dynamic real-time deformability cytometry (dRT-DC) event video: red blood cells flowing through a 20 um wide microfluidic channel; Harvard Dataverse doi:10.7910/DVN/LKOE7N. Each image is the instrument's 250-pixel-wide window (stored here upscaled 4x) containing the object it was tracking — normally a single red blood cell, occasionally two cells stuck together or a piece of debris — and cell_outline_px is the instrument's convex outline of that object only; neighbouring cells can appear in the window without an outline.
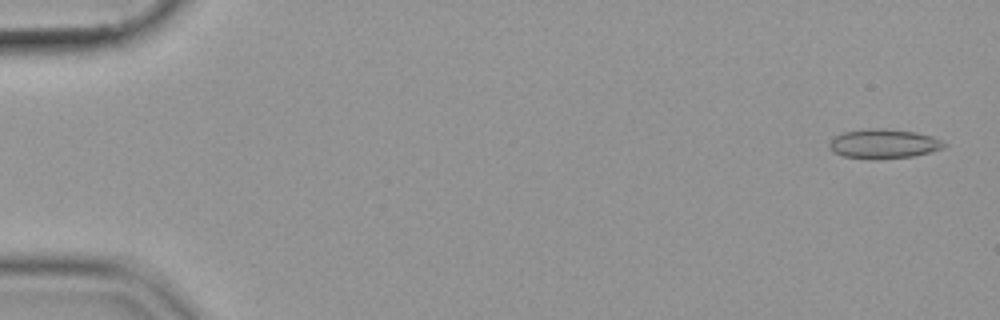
{"species": "common noctule bat (a hibernating species)", "species_latin": "Nyctalus noctula", "temperature_condition": "cold", "stored_images_in_passage": 53, "camera_frame_rate_fps": 3000, "um_per_image_px": 0.085, "animal": {"sex": "female", "body_mass_g": 19.9}, "frame": {"image": 1, "passage_image": 1, "time_ms": 0.0, "image_size_px": [1000, 320], "cell_outline_px": [[948, 144], [944, 148], [912, 156], [880, 160], [872, 160], [844, 156], [832, 152], [828, 144], [836, 136], [844, 132], [868, 128], [884, 128], [916, 132], [932, 136]], "centroid_in_image_um": [75.11, 12.23], "position_along_channel_um": 9.9, "area_um2": 19.83}}
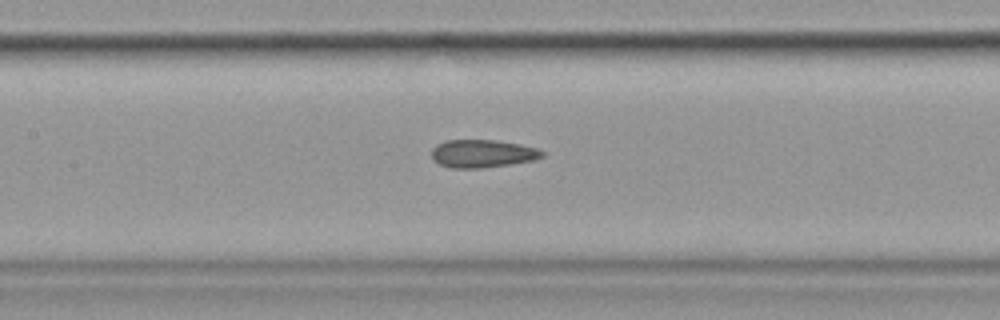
{"frame": {"image": 2, "passage_image": 25, "time_ms": 8.0, "image_size_px": [1000, 320], "cell_outline_px": [[544, 156], [536, 160], [480, 168], [452, 168], [440, 164], [432, 160], [432, 148], [436, 144], [448, 140], [496, 140], [520, 144], [536, 148], [544, 152]], "centroid_in_image_um": [41.0, 13.05], "position_along_channel_um": 166.4, "area_um2": 17.98}}
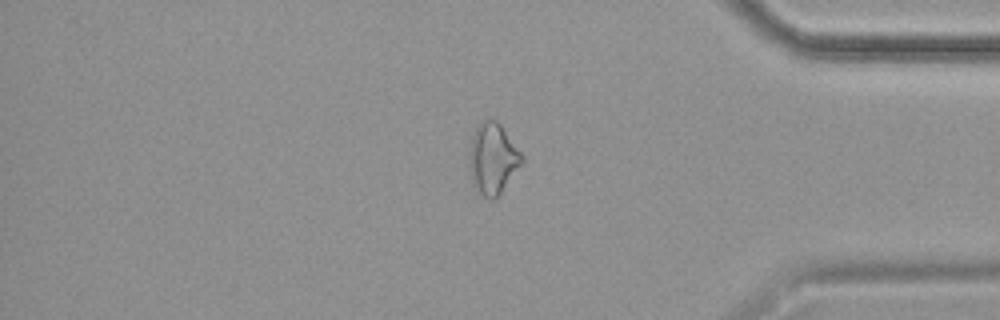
{"frame": {"image": 3, "passage_image": 45, "time_ms": 14.667, "image_size_px": [1000, 320], "cell_outline_px": [[524, 160], [500, 192], [492, 200], [488, 200], [472, 184], [468, 160], [468, 156], [472, 136], [480, 120], [488, 116], [496, 120], [500, 124], [524, 156]], "centroid_in_image_um": [41.85, 13.42], "position_along_channel_um": 393.3, "area_um2": 21.73}}